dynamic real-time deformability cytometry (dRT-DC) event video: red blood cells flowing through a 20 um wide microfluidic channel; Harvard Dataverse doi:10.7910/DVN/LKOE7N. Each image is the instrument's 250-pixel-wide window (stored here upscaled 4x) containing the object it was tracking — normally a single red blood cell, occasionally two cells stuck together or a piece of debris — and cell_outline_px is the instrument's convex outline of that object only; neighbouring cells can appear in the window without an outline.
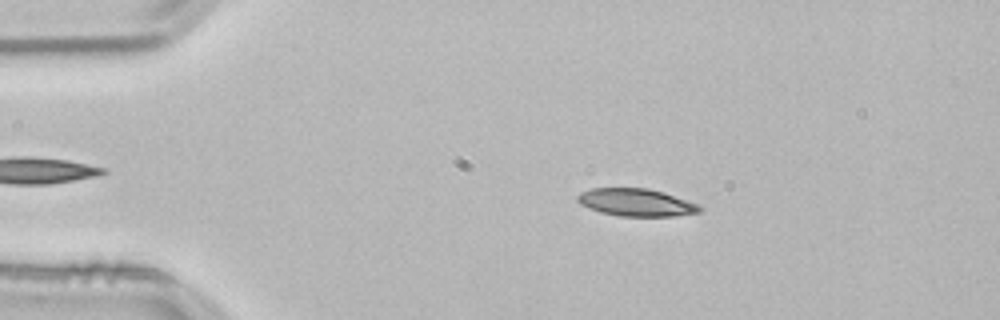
{"species": "common noctule bat (a hibernating species)", "species_latin": "Nyctalus noctula", "temperature_condition": "room temperature", "stored_images_in_passage": 45, "camera_frame_rate_fps": 3000, "um_per_image_px": 0.085, "animal": {"sex": "male", "body_mass_g": 21.5, "forearm_length_mm": 52.0}, "frame": {"image": 1, "passage_image": 9, "time_ms": 2.667, "image_size_px": [1000, 320], "cell_outline_px": [[704, 208], [700, 212], [672, 216], [620, 216], [600, 212], [588, 208], [580, 204], [576, 200], [576, 196], [580, 192], [592, 188], [648, 188], [664, 192], [700, 204]], "centroid_in_image_um": [54.08, 17.2], "position_along_channel_um": 30.9, "area_um2": 19.83}}
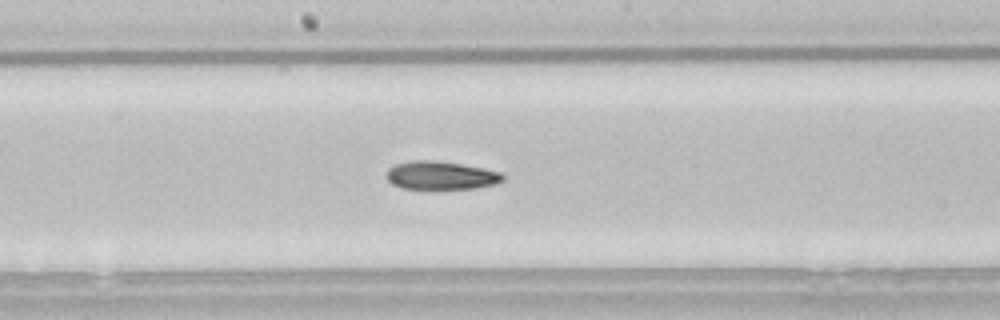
{"frame": {"image": 2, "passage_image": 27, "time_ms": 8.667, "image_size_px": [1000, 320], "cell_outline_px": [[504, 180], [492, 184], [472, 188], [404, 188], [392, 184], [388, 180], [388, 168], [396, 164], [412, 160], [432, 160], [460, 164], [484, 168], [500, 172], [504, 176]], "centroid_in_image_um": [37.47, 14.89], "position_along_channel_um": 210.7, "area_um2": 18.73}}
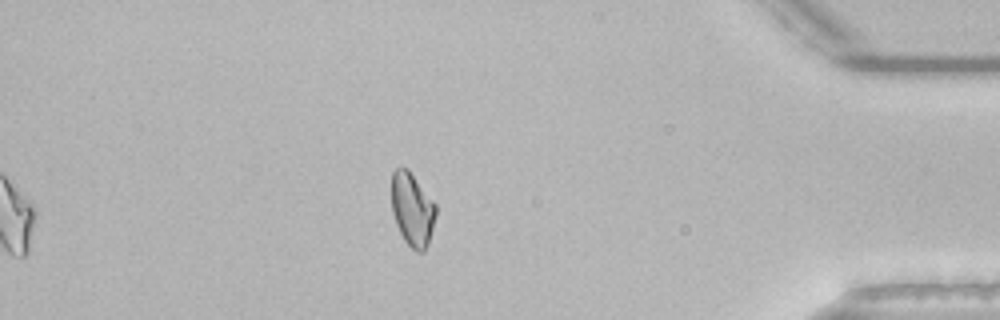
{"frame": {"image": 3, "passage_image": 45, "time_ms": 14.667, "image_size_px": [1000, 320], "cell_outline_px": [[436, 216], [428, 244], [424, 252], [416, 252], [404, 240], [396, 224], [392, 212], [392, 172], [396, 168], [408, 168], [436, 204]], "centroid_in_image_um": [35.05, 17.8], "position_along_channel_um": 400.1, "area_um2": 18.96}, "authors_computed_cell_mechanics": {"area_um2": 19.4208, "velocity_mm_per_s": 3.8354, "shape_relaxation_time_tau1_ms": null, "shape_relaxation_time_tau2_ms": 5.6966, "deformation_change_tau1": null, "deformation_change_tau2": 0.1241}}